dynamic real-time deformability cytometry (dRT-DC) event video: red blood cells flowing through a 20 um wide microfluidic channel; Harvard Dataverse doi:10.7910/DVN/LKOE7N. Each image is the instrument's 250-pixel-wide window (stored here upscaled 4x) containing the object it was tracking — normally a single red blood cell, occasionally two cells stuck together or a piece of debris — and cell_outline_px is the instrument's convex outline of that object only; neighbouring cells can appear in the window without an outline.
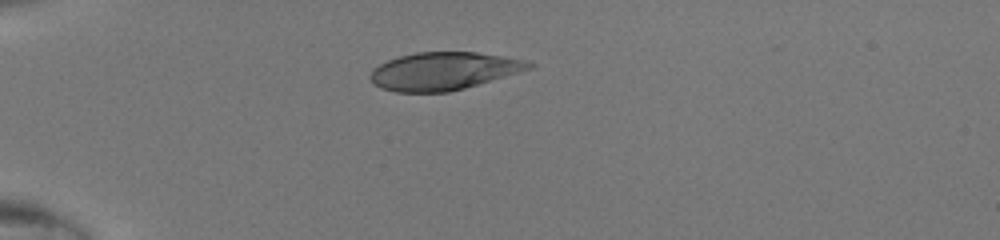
{"species": "human", "species_latin": "Homo sapiens", "temperature_condition": "room temperature", "stored_images_in_passage": 34, "camera_frame_rate_fps": 3000, "um_per_image_px": 0.085, "donor": {"sex": "male"}, "frame": {"image": 1, "passage_image": 1, "time_ms": 0.0, "image_size_px": [1000, 240], "cell_outline_px": [[536, 64], [532, 68], [464, 88], [448, 92], [396, 92], [380, 88], [368, 76], [372, 68], [388, 60], [400, 56], [416, 52], [476, 52], [504, 56], [524, 60]], "centroid_in_image_um": [37.68, 6.04], "position_along_channel_um": 47.3, "area_um2": 34.74}}
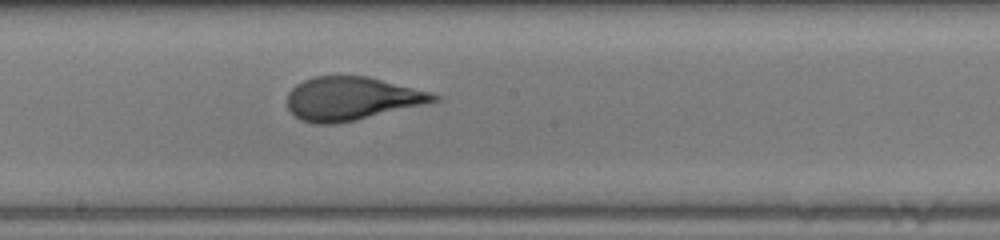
{"frame": {"image": 2, "passage_image": 15, "time_ms": 4.667, "image_size_px": [1000, 240], "cell_outline_px": [[440, 100], [424, 104], [356, 120], [332, 124], [312, 124], [300, 120], [288, 108], [288, 92], [296, 84], [312, 76], [368, 76], [432, 92], [440, 96]], "centroid_in_image_um": [29.88, 8.37], "position_along_channel_um": 218.3, "area_um2": 36.99}}
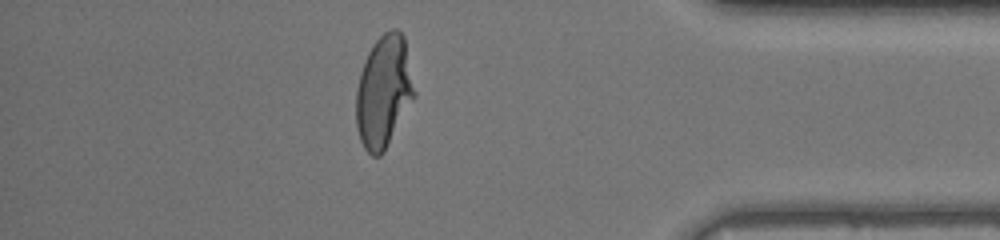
{"frame": {"image": 3, "passage_image": 29, "time_ms": 9.333, "image_size_px": [1000, 240], "cell_outline_px": [[416, 96], [384, 152], [380, 156], [372, 156], [364, 148], [360, 140], [356, 128], [356, 88], [360, 72], [364, 60], [368, 52], [376, 40], [384, 32], [392, 28], [396, 28], [404, 36], [416, 92]], "centroid_in_image_um": [32.62, 7.79], "position_along_channel_um": 402.6, "area_um2": 38.44}}